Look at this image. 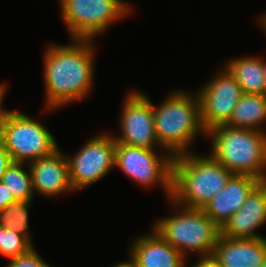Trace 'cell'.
<instances>
[{"label": "cell", "instance_id": "cell-1", "mask_svg": "<svg viewBox=\"0 0 266 267\" xmlns=\"http://www.w3.org/2000/svg\"><path fill=\"white\" fill-rule=\"evenodd\" d=\"M92 45V39H72L68 45L46 47L44 84L47 109L83 100L91 91L95 55Z\"/></svg>", "mask_w": 266, "mask_h": 267}, {"label": "cell", "instance_id": "cell-2", "mask_svg": "<svg viewBox=\"0 0 266 267\" xmlns=\"http://www.w3.org/2000/svg\"><path fill=\"white\" fill-rule=\"evenodd\" d=\"M192 153L173 157L170 199L184 207L202 209L224 189L233 173L211 155Z\"/></svg>", "mask_w": 266, "mask_h": 267}, {"label": "cell", "instance_id": "cell-3", "mask_svg": "<svg viewBox=\"0 0 266 267\" xmlns=\"http://www.w3.org/2000/svg\"><path fill=\"white\" fill-rule=\"evenodd\" d=\"M206 136L212 138L210 155L218 163L233 174L266 181V131L219 125Z\"/></svg>", "mask_w": 266, "mask_h": 267}, {"label": "cell", "instance_id": "cell-4", "mask_svg": "<svg viewBox=\"0 0 266 267\" xmlns=\"http://www.w3.org/2000/svg\"><path fill=\"white\" fill-rule=\"evenodd\" d=\"M173 91L160 106L153 105L156 137L159 147L173 157L189 153V145L198 132L206 135L201 122L200 100L198 94ZM165 149V150H164Z\"/></svg>", "mask_w": 266, "mask_h": 267}, {"label": "cell", "instance_id": "cell-5", "mask_svg": "<svg viewBox=\"0 0 266 267\" xmlns=\"http://www.w3.org/2000/svg\"><path fill=\"white\" fill-rule=\"evenodd\" d=\"M168 201L176 210L180 208V212L178 210L179 214L156 221L153 227L156 233L184 257H187L188 251L199 253L201 258L211 257L221 228L203 209L184 207L171 199Z\"/></svg>", "mask_w": 266, "mask_h": 267}, {"label": "cell", "instance_id": "cell-6", "mask_svg": "<svg viewBox=\"0 0 266 267\" xmlns=\"http://www.w3.org/2000/svg\"><path fill=\"white\" fill-rule=\"evenodd\" d=\"M0 137L13 162L27 164L59 148L55 137L44 125L19 111H13L5 120Z\"/></svg>", "mask_w": 266, "mask_h": 267}, {"label": "cell", "instance_id": "cell-7", "mask_svg": "<svg viewBox=\"0 0 266 267\" xmlns=\"http://www.w3.org/2000/svg\"><path fill=\"white\" fill-rule=\"evenodd\" d=\"M63 22L72 39H92L130 12L122 0H60ZM118 19V20H117Z\"/></svg>", "mask_w": 266, "mask_h": 267}, {"label": "cell", "instance_id": "cell-8", "mask_svg": "<svg viewBox=\"0 0 266 267\" xmlns=\"http://www.w3.org/2000/svg\"><path fill=\"white\" fill-rule=\"evenodd\" d=\"M172 162L173 156L168 151L159 156L154 149L116 142L115 166L143 187L160 183L168 200L171 198Z\"/></svg>", "mask_w": 266, "mask_h": 267}, {"label": "cell", "instance_id": "cell-9", "mask_svg": "<svg viewBox=\"0 0 266 267\" xmlns=\"http://www.w3.org/2000/svg\"><path fill=\"white\" fill-rule=\"evenodd\" d=\"M115 149L114 137L102 133L88 140L75 156H66L73 189L92 185L115 167Z\"/></svg>", "mask_w": 266, "mask_h": 267}, {"label": "cell", "instance_id": "cell-10", "mask_svg": "<svg viewBox=\"0 0 266 267\" xmlns=\"http://www.w3.org/2000/svg\"><path fill=\"white\" fill-rule=\"evenodd\" d=\"M197 91L200 100L201 122L206 131L225 125L243 94L241 87L224 68Z\"/></svg>", "mask_w": 266, "mask_h": 267}, {"label": "cell", "instance_id": "cell-11", "mask_svg": "<svg viewBox=\"0 0 266 267\" xmlns=\"http://www.w3.org/2000/svg\"><path fill=\"white\" fill-rule=\"evenodd\" d=\"M121 112L122 135L115 136L114 140L129 146L155 149L159 141L155 133L153 103L146 94L131 91Z\"/></svg>", "mask_w": 266, "mask_h": 267}, {"label": "cell", "instance_id": "cell-12", "mask_svg": "<svg viewBox=\"0 0 266 267\" xmlns=\"http://www.w3.org/2000/svg\"><path fill=\"white\" fill-rule=\"evenodd\" d=\"M28 164L34 192L49 197L74 191L67 157L59 148L52 154Z\"/></svg>", "mask_w": 266, "mask_h": 267}, {"label": "cell", "instance_id": "cell-13", "mask_svg": "<svg viewBox=\"0 0 266 267\" xmlns=\"http://www.w3.org/2000/svg\"><path fill=\"white\" fill-rule=\"evenodd\" d=\"M266 222V181L260 182L247 196L242 207L221 228L227 238H264L254 230Z\"/></svg>", "mask_w": 266, "mask_h": 267}, {"label": "cell", "instance_id": "cell-14", "mask_svg": "<svg viewBox=\"0 0 266 267\" xmlns=\"http://www.w3.org/2000/svg\"><path fill=\"white\" fill-rule=\"evenodd\" d=\"M260 182L253 176L233 174L224 189L202 208L204 213L222 228Z\"/></svg>", "mask_w": 266, "mask_h": 267}, {"label": "cell", "instance_id": "cell-15", "mask_svg": "<svg viewBox=\"0 0 266 267\" xmlns=\"http://www.w3.org/2000/svg\"><path fill=\"white\" fill-rule=\"evenodd\" d=\"M211 258L220 267H261L266 259V238L219 236Z\"/></svg>", "mask_w": 266, "mask_h": 267}, {"label": "cell", "instance_id": "cell-16", "mask_svg": "<svg viewBox=\"0 0 266 267\" xmlns=\"http://www.w3.org/2000/svg\"><path fill=\"white\" fill-rule=\"evenodd\" d=\"M131 246L129 256L136 267H185L186 257L155 230L152 234L140 236Z\"/></svg>", "mask_w": 266, "mask_h": 267}, {"label": "cell", "instance_id": "cell-17", "mask_svg": "<svg viewBox=\"0 0 266 267\" xmlns=\"http://www.w3.org/2000/svg\"><path fill=\"white\" fill-rule=\"evenodd\" d=\"M225 68L234 77L245 94H264L265 75L263 59L247 57L232 59Z\"/></svg>", "mask_w": 266, "mask_h": 267}, {"label": "cell", "instance_id": "cell-18", "mask_svg": "<svg viewBox=\"0 0 266 267\" xmlns=\"http://www.w3.org/2000/svg\"><path fill=\"white\" fill-rule=\"evenodd\" d=\"M265 120L266 96L243 93L225 125L233 128L265 131L260 127Z\"/></svg>", "mask_w": 266, "mask_h": 267}, {"label": "cell", "instance_id": "cell-19", "mask_svg": "<svg viewBox=\"0 0 266 267\" xmlns=\"http://www.w3.org/2000/svg\"><path fill=\"white\" fill-rule=\"evenodd\" d=\"M24 163L12 162L3 174L1 181L11 191L16 200L33 201L35 195L30 169L26 171Z\"/></svg>", "mask_w": 266, "mask_h": 267}, {"label": "cell", "instance_id": "cell-20", "mask_svg": "<svg viewBox=\"0 0 266 267\" xmlns=\"http://www.w3.org/2000/svg\"><path fill=\"white\" fill-rule=\"evenodd\" d=\"M31 201L15 200L0 211V225L25 236L31 243L28 233V207Z\"/></svg>", "mask_w": 266, "mask_h": 267}, {"label": "cell", "instance_id": "cell-21", "mask_svg": "<svg viewBox=\"0 0 266 267\" xmlns=\"http://www.w3.org/2000/svg\"><path fill=\"white\" fill-rule=\"evenodd\" d=\"M33 244L23 235L0 225V254L10 259L26 254Z\"/></svg>", "mask_w": 266, "mask_h": 267}, {"label": "cell", "instance_id": "cell-22", "mask_svg": "<svg viewBox=\"0 0 266 267\" xmlns=\"http://www.w3.org/2000/svg\"><path fill=\"white\" fill-rule=\"evenodd\" d=\"M6 267H51L33 247L26 254L12 258Z\"/></svg>", "mask_w": 266, "mask_h": 267}, {"label": "cell", "instance_id": "cell-23", "mask_svg": "<svg viewBox=\"0 0 266 267\" xmlns=\"http://www.w3.org/2000/svg\"><path fill=\"white\" fill-rule=\"evenodd\" d=\"M12 162L13 160L9 155V153L7 152V150L5 149L4 142L0 137V181L6 169Z\"/></svg>", "mask_w": 266, "mask_h": 267}, {"label": "cell", "instance_id": "cell-24", "mask_svg": "<svg viewBox=\"0 0 266 267\" xmlns=\"http://www.w3.org/2000/svg\"><path fill=\"white\" fill-rule=\"evenodd\" d=\"M15 200L16 199L13 197L11 191H9L6 185H4L2 181H0V211L3 208L9 206Z\"/></svg>", "mask_w": 266, "mask_h": 267}, {"label": "cell", "instance_id": "cell-25", "mask_svg": "<svg viewBox=\"0 0 266 267\" xmlns=\"http://www.w3.org/2000/svg\"><path fill=\"white\" fill-rule=\"evenodd\" d=\"M6 85L3 83H0V130L1 127L3 125V123L5 122V120L9 117V115L13 112L11 110H5L2 107V100L4 98V95L6 93Z\"/></svg>", "mask_w": 266, "mask_h": 267}, {"label": "cell", "instance_id": "cell-26", "mask_svg": "<svg viewBox=\"0 0 266 267\" xmlns=\"http://www.w3.org/2000/svg\"><path fill=\"white\" fill-rule=\"evenodd\" d=\"M186 267V263H185ZM192 267H213V259L211 257L201 258Z\"/></svg>", "mask_w": 266, "mask_h": 267}, {"label": "cell", "instance_id": "cell-27", "mask_svg": "<svg viewBox=\"0 0 266 267\" xmlns=\"http://www.w3.org/2000/svg\"><path fill=\"white\" fill-rule=\"evenodd\" d=\"M113 267H136L135 261L130 257L129 261L121 262L119 264L114 265Z\"/></svg>", "mask_w": 266, "mask_h": 267}, {"label": "cell", "instance_id": "cell-28", "mask_svg": "<svg viewBox=\"0 0 266 267\" xmlns=\"http://www.w3.org/2000/svg\"><path fill=\"white\" fill-rule=\"evenodd\" d=\"M263 70H264V75L266 79V60L264 61V59H263Z\"/></svg>", "mask_w": 266, "mask_h": 267}, {"label": "cell", "instance_id": "cell-29", "mask_svg": "<svg viewBox=\"0 0 266 267\" xmlns=\"http://www.w3.org/2000/svg\"><path fill=\"white\" fill-rule=\"evenodd\" d=\"M264 95L266 96V80H265V83H264Z\"/></svg>", "mask_w": 266, "mask_h": 267}, {"label": "cell", "instance_id": "cell-30", "mask_svg": "<svg viewBox=\"0 0 266 267\" xmlns=\"http://www.w3.org/2000/svg\"><path fill=\"white\" fill-rule=\"evenodd\" d=\"M213 267H220V266L217 265V264L215 263V261L213 260Z\"/></svg>", "mask_w": 266, "mask_h": 267}, {"label": "cell", "instance_id": "cell-31", "mask_svg": "<svg viewBox=\"0 0 266 267\" xmlns=\"http://www.w3.org/2000/svg\"><path fill=\"white\" fill-rule=\"evenodd\" d=\"M261 267H266V259Z\"/></svg>", "mask_w": 266, "mask_h": 267}]
</instances>
